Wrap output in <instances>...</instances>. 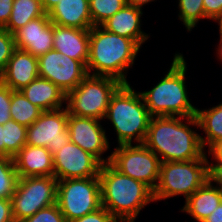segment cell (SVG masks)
Listing matches in <instances>:
<instances>
[{
    "mask_svg": "<svg viewBox=\"0 0 222 222\" xmlns=\"http://www.w3.org/2000/svg\"><path fill=\"white\" fill-rule=\"evenodd\" d=\"M71 222H119L106 208L103 206L98 210L91 212L83 217L72 220Z\"/></svg>",
    "mask_w": 222,
    "mask_h": 222,
    "instance_id": "obj_33",
    "label": "cell"
},
{
    "mask_svg": "<svg viewBox=\"0 0 222 222\" xmlns=\"http://www.w3.org/2000/svg\"><path fill=\"white\" fill-rule=\"evenodd\" d=\"M177 8L179 20L188 32L197 27L200 19H206L203 0H178Z\"/></svg>",
    "mask_w": 222,
    "mask_h": 222,
    "instance_id": "obj_28",
    "label": "cell"
},
{
    "mask_svg": "<svg viewBox=\"0 0 222 222\" xmlns=\"http://www.w3.org/2000/svg\"><path fill=\"white\" fill-rule=\"evenodd\" d=\"M45 14L41 0H13L12 12L4 28L14 34L31 20Z\"/></svg>",
    "mask_w": 222,
    "mask_h": 222,
    "instance_id": "obj_24",
    "label": "cell"
},
{
    "mask_svg": "<svg viewBox=\"0 0 222 222\" xmlns=\"http://www.w3.org/2000/svg\"><path fill=\"white\" fill-rule=\"evenodd\" d=\"M13 0H0V27H5L12 12Z\"/></svg>",
    "mask_w": 222,
    "mask_h": 222,
    "instance_id": "obj_36",
    "label": "cell"
},
{
    "mask_svg": "<svg viewBox=\"0 0 222 222\" xmlns=\"http://www.w3.org/2000/svg\"><path fill=\"white\" fill-rule=\"evenodd\" d=\"M13 159L19 178L54 176L53 154L46 147L26 144Z\"/></svg>",
    "mask_w": 222,
    "mask_h": 222,
    "instance_id": "obj_18",
    "label": "cell"
},
{
    "mask_svg": "<svg viewBox=\"0 0 222 222\" xmlns=\"http://www.w3.org/2000/svg\"><path fill=\"white\" fill-rule=\"evenodd\" d=\"M191 125L199 129L196 116L152 117L143 144L160 158L161 163L200 159L206 151L200 134Z\"/></svg>",
    "mask_w": 222,
    "mask_h": 222,
    "instance_id": "obj_1",
    "label": "cell"
},
{
    "mask_svg": "<svg viewBox=\"0 0 222 222\" xmlns=\"http://www.w3.org/2000/svg\"><path fill=\"white\" fill-rule=\"evenodd\" d=\"M27 127L10 120L3 125V142L5 145V156H14L26 145Z\"/></svg>",
    "mask_w": 222,
    "mask_h": 222,
    "instance_id": "obj_26",
    "label": "cell"
},
{
    "mask_svg": "<svg viewBox=\"0 0 222 222\" xmlns=\"http://www.w3.org/2000/svg\"><path fill=\"white\" fill-rule=\"evenodd\" d=\"M140 49L132 39L93 26L89 34L88 75L109 76L129 83L126 74L134 66Z\"/></svg>",
    "mask_w": 222,
    "mask_h": 222,
    "instance_id": "obj_2",
    "label": "cell"
},
{
    "mask_svg": "<svg viewBox=\"0 0 222 222\" xmlns=\"http://www.w3.org/2000/svg\"><path fill=\"white\" fill-rule=\"evenodd\" d=\"M208 161L206 152L200 159L161 163L158 185L153 191L154 201L179 195L186 200L211 177Z\"/></svg>",
    "mask_w": 222,
    "mask_h": 222,
    "instance_id": "obj_6",
    "label": "cell"
},
{
    "mask_svg": "<svg viewBox=\"0 0 222 222\" xmlns=\"http://www.w3.org/2000/svg\"><path fill=\"white\" fill-rule=\"evenodd\" d=\"M142 10L126 4L100 26L110 33L132 39L141 48L150 38L149 34L141 29Z\"/></svg>",
    "mask_w": 222,
    "mask_h": 222,
    "instance_id": "obj_17",
    "label": "cell"
},
{
    "mask_svg": "<svg viewBox=\"0 0 222 222\" xmlns=\"http://www.w3.org/2000/svg\"><path fill=\"white\" fill-rule=\"evenodd\" d=\"M216 22L219 24V36H222V13L215 19Z\"/></svg>",
    "mask_w": 222,
    "mask_h": 222,
    "instance_id": "obj_44",
    "label": "cell"
},
{
    "mask_svg": "<svg viewBox=\"0 0 222 222\" xmlns=\"http://www.w3.org/2000/svg\"><path fill=\"white\" fill-rule=\"evenodd\" d=\"M60 0H41L43 9L48 13L55 5L59 3Z\"/></svg>",
    "mask_w": 222,
    "mask_h": 222,
    "instance_id": "obj_41",
    "label": "cell"
},
{
    "mask_svg": "<svg viewBox=\"0 0 222 222\" xmlns=\"http://www.w3.org/2000/svg\"><path fill=\"white\" fill-rule=\"evenodd\" d=\"M121 84L113 77L87 75L74 90L66 94L68 114L104 121L110 98Z\"/></svg>",
    "mask_w": 222,
    "mask_h": 222,
    "instance_id": "obj_7",
    "label": "cell"
},
{
    "mask_svg": "<svg viewBox=\"0 0 222 222\" xmlns=\"http://www.w3.org/2000/svg\"><path fill=\"white\" fill-rule=\"evenodd\" d=\"M56 204L67 222L102 207L99 177L58 180Z\"/></svg>",
    "mask_w": 222,
    "mask_h": 222,
    "instance_id": "obj_8",
    "label": "cell"
},
{
    "mask_svg": "<svg viewBox=\"0 0 222 222\" xmlns=\"http://www.w3.org/2000/svg\"><path fill=\"white\" fill-rule=\"evenodd\" d=\"M57 180L98 177L102 163L91 153L69 142L53 154Z\"/></svg>",
    "mask_w": 222,
    "mask_h": 222,
    "instance_id": "obj_14",
    "label": "cell"
},
{
    "mask_svg": "<svg viewBox=\"0 0 222 222\" xmlns=\"http://www.w3.org/2000/svg\"><path fill=\"white\" fill-rule=\"evenodd\" d=\"M127 4V0H89L93 26H100Z\"/></svg>",
    "mask_w": 222,
    "mask_h": 222,
    "instance_id": "obj_27",
    "label": "cell"
},
{
    "mask_svg": "<svg viewBox=\"0 0 222 222\" xmlns=\"http://www.w3.org/2000/svg\"><path fill=\"white\" fill-rule=\"evenodd\" d=\"M206 19L213 20L222 13V0H203Z\"/></svg>",
    "mask_w": 222,
    "mask_h": 222,
    "instance_id": "obj_34",
    "label": "cell"
},
{
    "mask_svg": "<svg viewBox=\"0 0 222 222\" xmlns=\"http://www.w3.org/2000/svg\"><path fill=\"white\" fill-rule=\"evenodd\" d=\"M101 203L119 222H135L140 211L154 202L153 191L143 182L123 175L110 163L99 171Z\"/></svg>",
    "mask_w": 222,
    "mask_h": 222,
    "instance_id": "obj_3",
    "label": "cell"
},
{
    "mask_svg": "<svg viewBox=\"0 0 222 222\" xmlns=\"http://www.w3.org/2000/svg\"><path fill=\"white\" fill-rule=\"evenodd\" d=\"M39 77L51 81L65 94L74 90L88 75L86 66L56 50L38 57Z\"/></svg>",
    "mask_w": 222,
    "mask_h": 222,
    "instance_id": "obj_12",
    "label": "cell"
},
{
    "mask_svg": "<svg viewBox=\"0 0 222 222\" xmlns=\"http://www.w3.org/2000/svg\"><path fill=\"white\" fill-rule=\"evenodd\" d=\"M208 154L212 156L215 162H222V139L215 142L210 148L207 149Z\"/></svg>",
    "mask_w": 222,
    "mask_h": 222,
    "instance_id": "obj_38",
    "label": "cell"
},
{
    "mask_svg": "<svg viewBox=\"0 0 222 222\" xmlns=\"http://www.w3.org/2000/svg\"><path fill=\"white\" fill-rule=\"evenodd\" d=\"M208 167L213 181L222 186V162L208 161Z\"/></svg>",
    "mask_w": 222,
    "mask_h": 222,
    "instance_id": "obj_37",
    "label": "cell"
},
{
    "mask_svg": "<svg viewBox=\"0 0 222 222\" xmlns=\"http://www.w3.org/2000/svg\"><path fill=\"white\" fill-rule=\"evenodd\" d=\"M47 14L55 25L86 30L93 27L89 0H60Z\"/></svg>",
    "mask_w": 222,
    "mask_h": 222,
    "instance_id": "obj_21",
    "label": "cell"
},
{
    "mask_svg": "<svg viewBox=\"0 0 222 222\" xmlns=\"http://www.w3.org/2000/svg\"><path fill=\"white\" fill-rule=\"evenodd\" d=\"M186 71V60L177 52L165 76L151 90L140 92L152 117L196 116L197 107L187 92Z\"/></svg>",
    "mask_w": 222,
    "mask_h": 222,
    "instance_id": "obj_4",
    "label": "cell"
},
{
    "mask_svg": "<svg viewBox=\"0 0 222 222\" xmlns=\"http://www.w3.org/2000/svg\"><path fill=\"white\" fill-rule=\"evenodd\" d=\"M199 128L203 129L206 137L200 135L203 149L210 148L215 142L222 139V103L208 109L196 110Z\"/></svg>",
    "mask_w": 222,
    "mask_h": 222,
    "instance_id": "obj_23",
    "label": "cell"
},
{
    "mask_svg": "<svg viewBox=\"0 0 222 222\" xmlns=\"http://www.w3.org/2000/svg\"><path fill=\"white\" fill-rule=\"evenodd\" d=\"M13 35L15 47L35 57L53 50V23L47 13L31 20Z\"/></svg>",
    "mask_w": 222,
    "mask_h": 222,
    "instance_id": "obj_15",
    "label": "cell"
},
{
    "mask_svg": "<svg viewBox=\"0 0 222 222\" xmlns=\"http://www.w3.org/2000/svg\"><path fill=\"white\" fill-rule=\"evenodd\" d=\"M12 89L0 83V124L4 125L11 120L10 107H11Z\"/></svg>",
    "mask_w": 222,
    "mask_h": 222,
    "instance_id": "obj_32",
    "label": "cell"
},
{
    "mask_svg": "<svg viewBox=\"0 0 222 222\" xmlns=\"http://www.w3.org/2000/svg\"><path fill=\"white\" fill-rule=\"evenodd\" d=\"M21 222H67L57 204L43 208Z\"/></svg>",
    "mask_w": 222,
    "mask_h": 222,
    "instance_id": "obj_31",
    "label": "cell"
},
{
    "mask_svg": "<svg viewBox=\"0 0 222 222\" xmlns=\"http://www.w3.org/2000/svg\"><path fill=\"white\" fill-rule=\"evenodd\" d=\"M221 201L222 186L215 183L210 177L185 200V204L180 210L191 215L195 221L202 222L216 209Z\"/></svg>",
    "mask_w": 222,
    "mask_h": 222,
    "instance_id": "obj_20",
    "label": "cell"
},
{
    "mask_svg": "<svg viewBox=\"0 0 222 222\" xmlns=\"http://www.w3.org/2000/svg\"><path fill=\"white\" fill-rule=\"evenodd\" d=\"M58 180L54 176L19 178L11 197L15 222H21L39 210L56 204Z\"/></svg>",
    "mask_w": 222,
    "mask_h": 222,
    "instance_id": "obj_9",
    "label": "cell"
},
{
    "mask_svg": "<svg viewBox=\"0 0 222 222\" xmlns=\"http://www.w3.org/2000/svg\"><path fill=\"white\" fill-rule=\"evenodd\" d=\"M114 149L110 164L123 175L143 182L154 191L160 176V158L144 144L117 145Z\"/></svg>",
    "mask_w": 222,
    "mask_h": 222,
    "instance_id": "obj_10",
    "label": "cell"
},
{
    "mask_svg": "<svg viewBox=\"0 0 222 222\" xmlns=\"http://www.w3.org/2000/svg\"><path fill=\"white\" fill-rule=\"evenodd\" d=\"M67 123L68 111L66 107L43 111L40 117L27 127L26 144L46 147L54 154L70 142Z\"/></svg>",
    "mask_w": 222,
    "mask_h": 222,
    "instance_id": "obj_11",
    "label": "cell"
},
{
    "mask_svg": "<svg viewBox=\"0 0 222 222\" xmlns=\"http://www.w3.org/2000/svg\"><path fill=\"white\" fill-rule=\"evenodd\" d=\"M18 180L14 159L0 154V198L11 199Z\"/></svg>",
    "mask_w": 222,
    "mask_h": 222,
    "instance_id": "obj_29",
    "label": "cell"
},
{
    "mask_svg": "<svg viewBox=\"0 0 222 222\" xmlns=\"http://www.w3.org/2000/svg\"><path fill=\"white\" fill-rule=\"evenodd\" d=\"M156 0H127V4L134 6L135 8L142 9L144 5Z\"/></svg>",
    "mask_w": 222,
    "mask_h": 222,
    "instance_id": "obj_40",
    "label": "cell"
},
{
    "mask_svg": "<svg viewBox=\"0 0 222 222\" xmlns=\"http://www.w3.org/2000/svg\"><path fill=\"white\" fill-rule=\"evenodd\" d=\"M90 30L53 24V49L79 60L85 66L89 57Z\"/></svg>",
    "mask_w": 222,
    "mask_h": 222,
    "instance_id": "obj_19",
    "label": "cell"
},
{
    "mask_svg": "<svg viewBox=\"0 0 222 222\" xmlns=\"http://www.w3.org/2000/svg\"><path fill=\"white\" fill-rule=\"evenodd\" d=\"M219 44L217 45L218 46V48H217V56L216 57H218L221 61L220 62H222V36H220V40H219Z\"/></svg>",
    "mask_w": 222,
    "mask_h": 222,
    "instance_id": "obj_43",
    "label": "cell"
},
{
    "mask_svg": "<svg viewBox=\"0 0 222 222\" xmlns=\"http://www.w3.org/2000/svg\"><path fill=\"white\" fill-rule=\"evenodd\" d=\"M15 49L14 35L9 33L4 27H0V75Z\"/></svg>",
    "mask_w": 222,
    "mask_h": 222,
    "instance_id": "obj_30",
    "label": "cell"
},
{
    "mask_svg": "<svg viewBox=\"0 0 222 222\" xmlns=\"http://www.w3.org/2000/svg\"><path fill=\"white\" fill-rule=\"evenodd\" d=\"M0 154L5 156V145L3 142V125L0 124Z\"/></svg>",
    "mask_w": 222,
    "mask_h": 222,
    "instance_id": "obj_42",
    "label": "cell"
},
{
    "mask_svg": "<svg viewBox=\"0 0 222 222\" xmlns=\"http://www.w3.org/2000/svg\"><path fill=\"white\" fill-rule=\"evenodd\" d=\"M202 222H222V201L214 211Z\"/></svg>",
    "mask_w": 222,
    "mask_h": 222,
    "instance_id": "obj_39",
    "label": "cell"
},
{
    "mask_svg": "<svg viewBox=\"0 0 222 222\" xmlns=\"http://www.w3.org/2000/svg\"><path fill=\"white\" fill-rule=\"evenodd\" d=\"M0 222H15L12 214L11 199L0 198Z\"/></svg>",
    "mask_w": 222,
    "mask_h": 222,
    "instance_id": "obj_35",
    "label": "cell"
},
{
    "mask_svg": "<svg viewBox=\"0 0 222 222\" xmlns=\"http://www.w3.org/2000/svg\"><path fill=\"white\" fill-rule=\"evenodd\" d=\"M67 129L70 142L91 153L102 164L110 163L111 154L107 157L103 156L107 150L109 151L110 142L106 136V129L101 125V120L68 114Z\"/></svg>",
    "mask_w": 222,
    "mask_h": 222,
    "instance_id": "obj_13",
    "label": "cell"
},
{
    "mask_svg": "<svg viewBox=\"0 0 222 222\" xmlns=\"http://www.w3.org/2000/svg\"><path fill=\"white\" fill-rule=\"evenodd\" d=\"M43 111L33 105L20 90H12L11 119L26 127L32 125Z\"/></svg>",
    "mask_w": 222,
    "mask_h": 222,
    "instance_id": "obj_25",
    "label": "cell"
},
{
    "mask_svg": "<svg viewBox=\"0 0 222 222\" xmlns=\"http://www.w3.org/2000/svg\"><path fill=\"white\" fill-rule=\"evenodd\" d=\"M22 94L42 111L64 108L66 94L51 81L38 77L20 90Z\"/></svg>",
    "mask_w": 222,
    "mask_h": 222,
    "instance_id": "obj_22",
    "label": "cell"
},
{
    "mask_svg": "<svg viewBox=\"0 0 222 222\" xmlns=\"http://www.w3.org/2000/svg\"><path fill=\"white\" fill-rule=\"evenodd\" d=\"M38 77V57L16 48L1 74V83L12 90H21Z\"/></svg>",
    "mask_w": 222,
    "mask_h": 222,
    "instance_id": "obj_16",
    "label": "cell"
},
{
    "mask_svg": "<svg viewBox=\"0 0 222 222\" xmlns=\"http://www.w3.org/2000/svg\"><path fill=\"white\" fill-rule=\"evenodd\" d=\"M105 118L114 127L119 146L143 144L152 116L141 93L130 83H122L110 98Z\"/></svg>",
    "mask_w": 222,
    "mask_h": 222,
    "instance_id": "obj_5",
    "label": "cell"
}]
</instances>
